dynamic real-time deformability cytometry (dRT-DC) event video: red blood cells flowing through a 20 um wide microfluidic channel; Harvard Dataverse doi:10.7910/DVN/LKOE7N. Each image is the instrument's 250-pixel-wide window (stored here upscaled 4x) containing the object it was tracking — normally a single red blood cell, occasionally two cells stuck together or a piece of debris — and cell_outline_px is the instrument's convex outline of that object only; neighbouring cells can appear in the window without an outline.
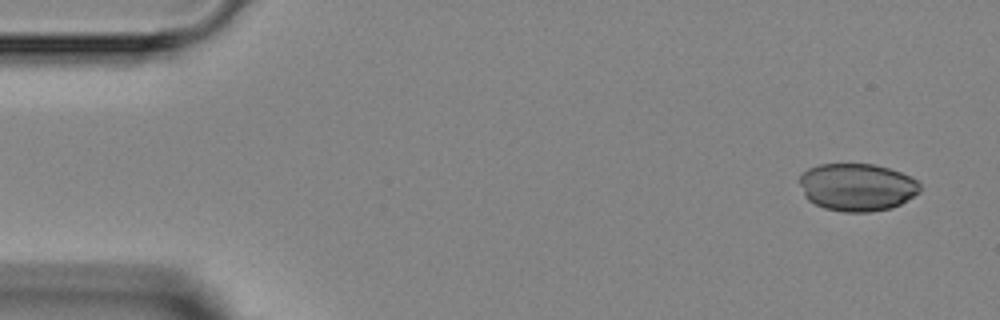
{"species": "Egyptian fruit bat (a non-hibernating species)", "species_latin": "Rousettus aegyptiacus", "temperature_condition": "room temperature", "stored_images_in_passage": 5, "camera_frame_rate_fps": 3000, "um_per_image_px": 0.085, "animal": {"sex": "female"}, "frame": {"image": 1, "passage_image": 1, "time_ms": 0.0, "image_size_px": [1000, 320], "cell_outline_px": [[920, 192], [900, 204], [892, 208], [868, 212], [844, 212], [824, 208], [808, 200], [804, 196], [800, 184], [800, 176], [808, 168], [820, 164], [872, 164], [888, 168], [900, 172], [916, 180], [920, 184]], "centroid_in_image_um": [72.84, 15.91], "position_along_channel_um": 12.2, "area_um2": 33.35}}
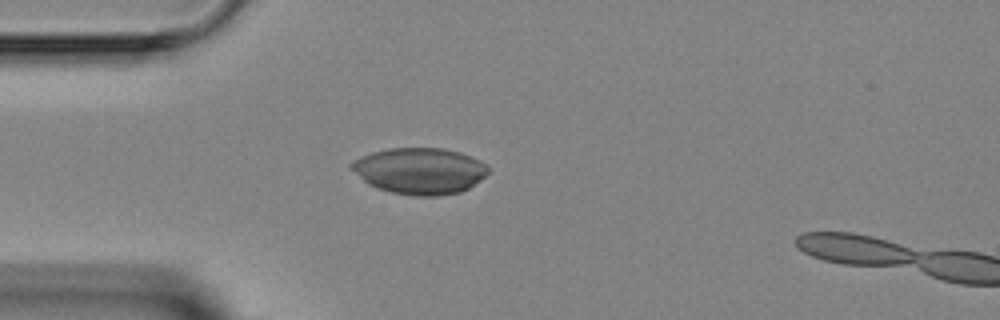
{"frame": {"image": 2, "passage_image": 4, "time_ms": 3.333, "image_size_px": [1000, 320], "cell_outline_px": [[488, 172], [480, 180], [468, 188], [460, 192], [440, 196], [416, 196], [392, 192], [376, 188], [368, 184], [348, 168], [348, 164], [352, 160], [360, 156], [372, 152], [388, 148], [444, 148], [460, 152], [480, 160], [488, 168]], "centroid_in_image_um": [35.62, 14.52], "position_along_channel_um": 49.4, "area_um2": 37.17}}